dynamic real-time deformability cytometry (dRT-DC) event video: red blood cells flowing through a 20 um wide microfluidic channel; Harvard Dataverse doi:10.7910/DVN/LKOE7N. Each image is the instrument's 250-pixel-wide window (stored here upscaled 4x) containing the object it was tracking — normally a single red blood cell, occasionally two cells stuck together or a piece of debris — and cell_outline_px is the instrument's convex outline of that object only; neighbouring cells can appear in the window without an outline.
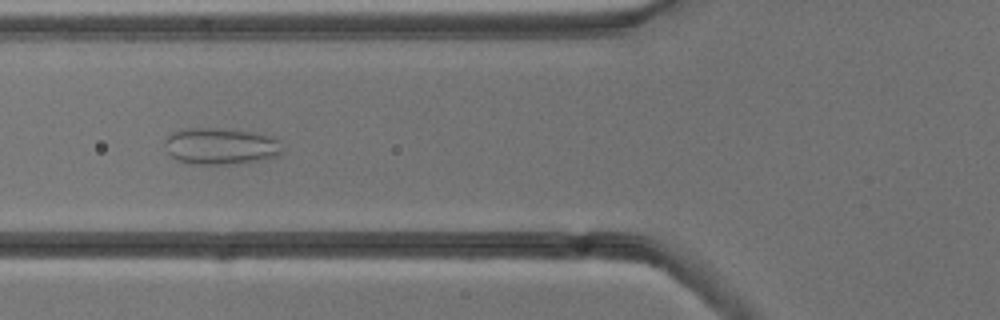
{"species": "common noctule bat (a hibernating species)", "species_latin": "Nyctalus noctula", "temperature_condition": "cold", "stored_images_in_passage": 53, "camera_frame_rate_fps": 3000, "um_per_image_px": 0.085, "animal": {"sex": "male", "body_mass_g": 13.3}, "frame": {"image": 1, "passage_image": 20, "time_ms": 6.333, "image_size_px": [1000, 320], "cell_outline_px": [[284, 152], [280, 156], [268, 160], [228, 164], [192, 164], [176, 160], [168, 152], [164, 144], [164, 140], [172, 132], [180, 128], [216, 128], [248, 132], [272, 136], [280, 140], [284, 148]], "centroid_in_image_um": [18.81, 12.44], "position_along_channel_um": 107.0, "area_um2": 25.55}}
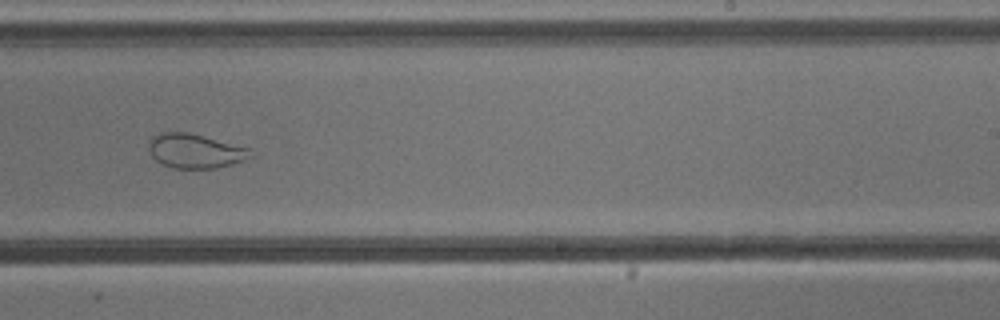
{"frame": {"image": 2, "passage_image": 33, "time_ms": 10.667, "image_size_px": [1000, 320], "cell_outline_px": [[256, 156], [244, 160], [216, 168], [172, 168], [156, 160], [152, 156], [148, 148], [148, 144], [152, 136], [160, 132], [188, 132], [252, 148]], "centroid_in_image_um": [16.63, 12.82], "position_along_channel_um": 272.4, "area_um2": 20.58}}
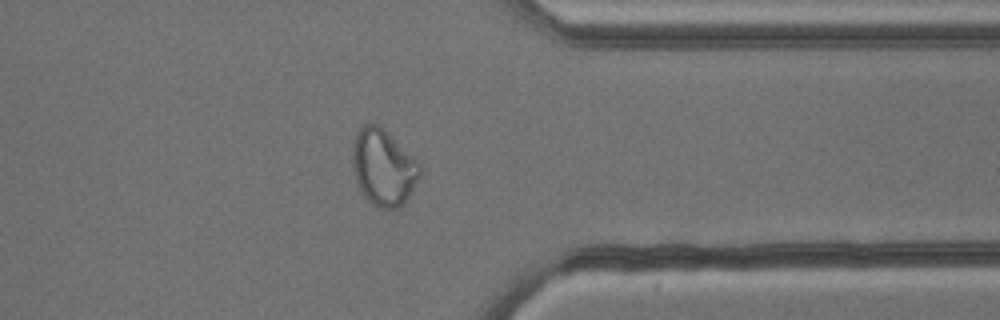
{"frame": {"image": 3, "passage_image": 42, "time_ms": 13.667, "image_size_px": [1000, 320], "cell_outline_px": [[420, 176], [408, 196], [400, 208], [380, 208], [368, 200], [364, 196], [356, 180], [352, 164], [352, 148], [356, 132], [364, 124], [376, 124], [420, 160]], "centroid_in_image_um": [32.59, 14.22], "position_along_channel_um": 378.8, "area_um2": 29.77}}